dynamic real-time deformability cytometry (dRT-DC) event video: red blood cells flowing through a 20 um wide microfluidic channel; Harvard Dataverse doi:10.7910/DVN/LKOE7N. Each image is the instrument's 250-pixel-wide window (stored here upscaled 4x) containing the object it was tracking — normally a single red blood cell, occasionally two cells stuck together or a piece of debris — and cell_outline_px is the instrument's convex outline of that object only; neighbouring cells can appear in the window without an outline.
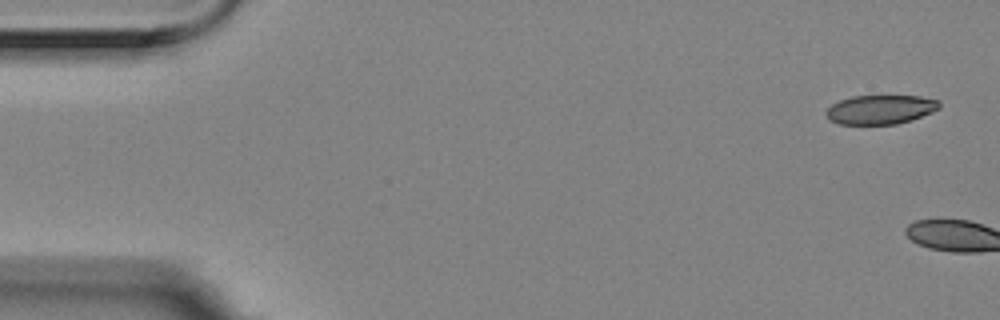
{"species": "Egyptian fruit bat (a non-hibernating species)", "species_latin": "Rousettus aegyptiacus", "temperature_condition": "room temperature", "stored_images_in_passage": 2, "camera_frame_rate_fps": 3000, "um_per_image_px": 0.085, "animal": {"sex": "female"}, "frame": {"image": 1, "passage_image": 1, "time_ms": 0.0, "image_size_px": [1000, 320], "cell_outline_px": [[940, 108], [932, 112], [912, 120], [896, 124], [840, 124], [828, 120], [824, 112], [832, 104], [840, 100], [852, 96], [920, 96], [940, 100]], "centroid_in_image_um": [74.84, 9.31], "position_along_channel_um": 10.2, "area_um2": 19.36}}